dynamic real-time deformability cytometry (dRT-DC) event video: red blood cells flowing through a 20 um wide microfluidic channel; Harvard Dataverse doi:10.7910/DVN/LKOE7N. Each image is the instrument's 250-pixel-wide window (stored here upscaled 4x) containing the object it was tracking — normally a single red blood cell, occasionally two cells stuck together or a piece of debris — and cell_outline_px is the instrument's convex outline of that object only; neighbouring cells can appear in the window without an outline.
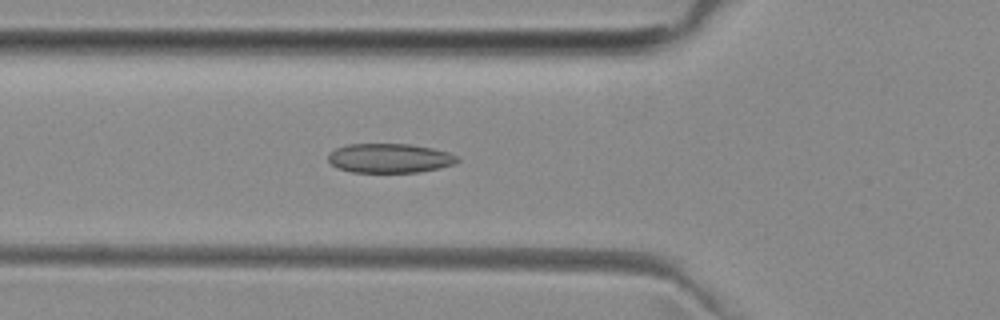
{"species": "common noctule bat (a hibernating species)", "species_latin": "Nyctalus noctula", "temperature_condition": "room temperature", "stored_images_in_passage": 43, "camera_frame_rate_fps": 3000, "um_per_image_px": 0.085, "animal": {"sex": "female", "body_mass_g": 29.2, "forearm_length_mm": 56.3}, "frame": {"image": 1, "passage_image": 10, "time_ms": 3.0, "image_size_px": [1000, 320], "cell_outline_px": [[460, 160], [456, 164], [440, 168], [420, 172], [352, 172], [336, 168], [328, 160], [328, 152], [336, 148], [348, 144], [412, 144], [432, 148], [448, 152], [456, 156]], "centroid_in_image_um": [33.12, 13.45], "position_along_channel_um": 92.7, "area_um2": 22.25}}
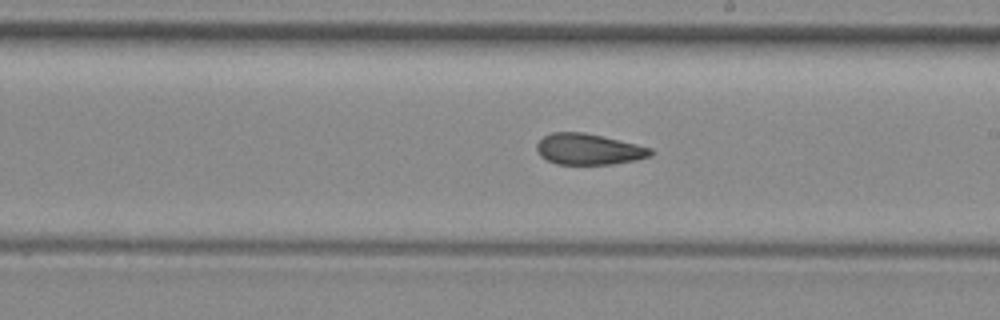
{"frame": {"image": 2, "passage_image": 21, "time_ms": 6.667, "image_size_px": [1000, 320], "cell_outline_px": [[656, 152], [652, 156], [636, 160], [612, 164], [556, 164], [540, 156], [536, 148], [536, 144], [544, 136], [552, 132], [584, 132], [636, 144], [652, 148]], "centroid_in_image_um": [50.06, 12.69], "position_along_channel_um": 238.9, "area_um2": 20.63}}
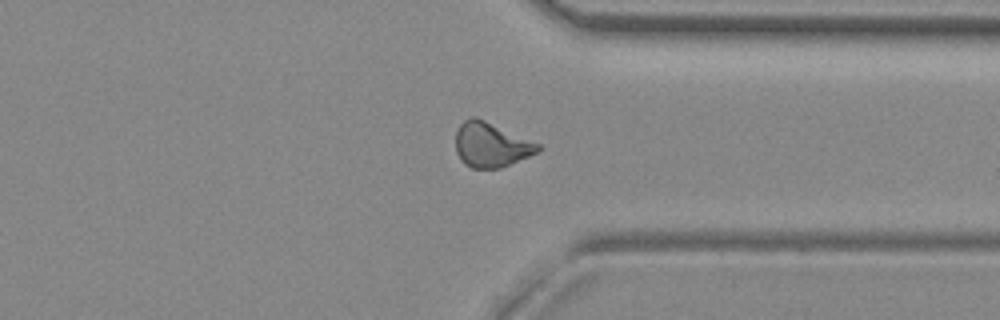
{"frame": {"image": 3, "passage_image": 31, "time_ms": 10.0, "image_size_px": [1000, 320], "cell_outline_px": [[544, 148], [528, 156], [500, 168], [472, 168], [464, 164], [460, 160], [456, 152], [456, 132], [460, 124], [464, 120], [472, 116], [476, 116], [540, 144]], "centroid_in_image_um": [41.71, 12.3], "position_along_channel_um": 369.7, "area_um2": 21.39}, "authors_computed_cell_mechanics": {"area_um2": 21.386, "velocity_mm_per_s": 3.9817, "shape_relaxation_time_tau1_ms": null, "shape_relaxation_time_tau2_ms": 3.1074, "deformation_change_tau1": null, "deformation_change_tau2": 0.0894}}